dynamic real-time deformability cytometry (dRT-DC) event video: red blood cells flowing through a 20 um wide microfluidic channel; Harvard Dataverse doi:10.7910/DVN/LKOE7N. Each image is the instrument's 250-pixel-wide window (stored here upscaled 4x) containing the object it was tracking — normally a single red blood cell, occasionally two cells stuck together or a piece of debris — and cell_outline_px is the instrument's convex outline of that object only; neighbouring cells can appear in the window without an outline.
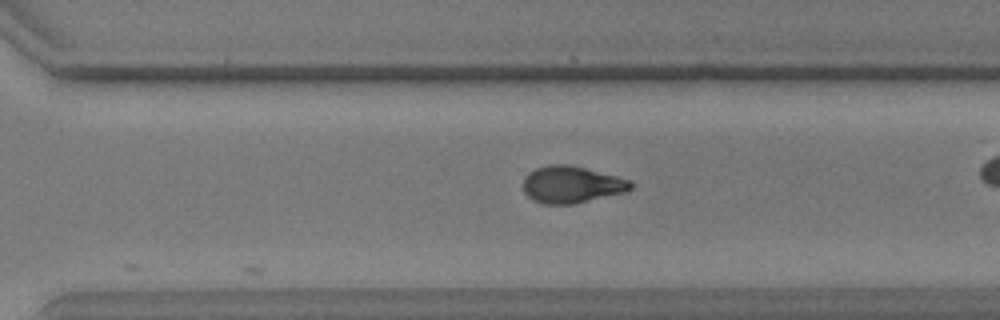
{"species": "common noctule bat (a hibernating species)", "species_latin": "Nyctalus noctula", "temperature_condition": "warm", "stored_images_in_passage": 30, "camera_frame_rate_fps": 3000, "um_per_image_px": 0.085, "animal": {"sex": "male", "body_mass_g": 17.9, "forearm_length_mm": 54.2}, "frame": {"image": 1, "passage_image": 30, "time_ms": 9.667, "image_size_px": [1000, 320], "cell_outline_px": [[632, 188], [628, 192], [572, 204], [544, 204], [532, 200], [524, 192], [524, 176], [528, 172], [536, 168], [548, 164], [568, 164], [632, 180]], "centroid_in_image_um": [48.58, 15.69], "position_along_channel_um": 322.0, "area_um2": 23.24}}